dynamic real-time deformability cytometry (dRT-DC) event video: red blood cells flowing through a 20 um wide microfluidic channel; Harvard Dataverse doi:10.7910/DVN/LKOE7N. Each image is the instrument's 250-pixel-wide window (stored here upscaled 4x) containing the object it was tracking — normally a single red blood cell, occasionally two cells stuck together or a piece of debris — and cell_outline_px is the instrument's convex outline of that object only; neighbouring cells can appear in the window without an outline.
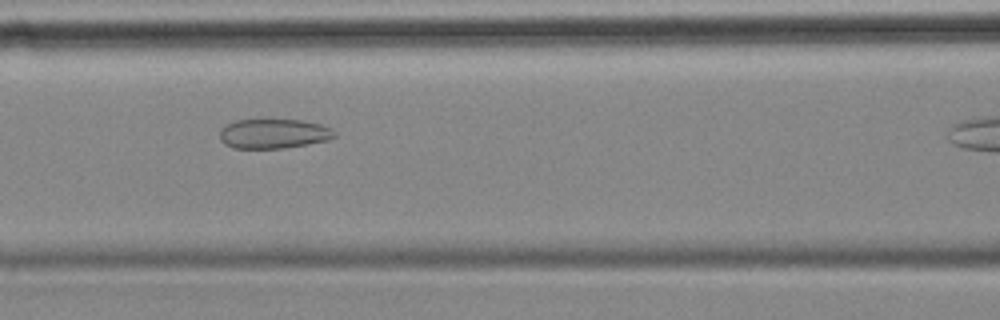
{"species": "common noctule bat (a hibernating species)", "species_latin": "Nyctalus noctula", "temperature_condition": "cold", "stored_images_in_passage": 38, "camera_frame_rate_fps": 3000, "um_per_image_px": 0.085, "animal": {"sex": "female", "body_mass_g": 18.4}, "frame": {"image": 1, "passage_image": 16, "time_ms": 5.0, "image_size_px": [1000, 320], "cell_outline_px": [[336, 136], [328, 140], [308, 144], [284, 148], [232, 148], [224, 144], [220, 140], [220, 128], [236, 120], [300, 120], [320, 124], [332, 128], [336, 132]], "centroid_in_image_um": [23.26, 11.37], "position_along_channel_um": 143.3, "area_um2": 19.83}}
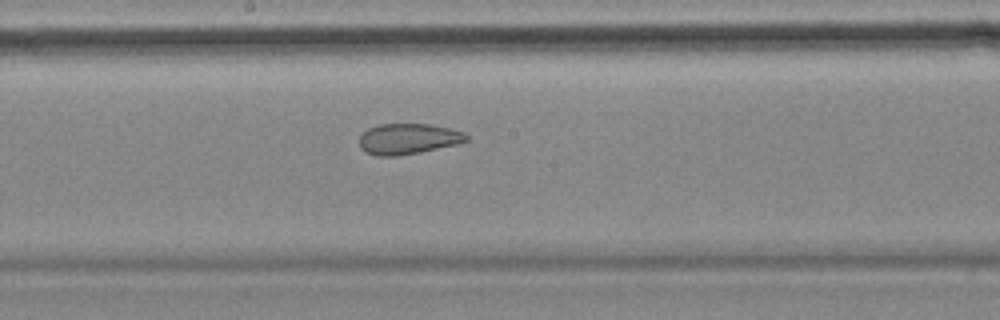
{"frame": {"image": 2, "passage_image": 22, "time_ms": 7.0, "image_size_px": [1000, 320], "cell_outline_px": [[468, 140], [456, 144], [420, 152], [396, 156], [376, 156], [364, 152], [360, 148], [360, 136], [368, 128], [380, 124], [432, 124], [464, 132], [468, 136]], "centroid_in_image_um": [34.67, 11.8], "position_along_channel_um": 213.5, "area_um2": 19.13}}
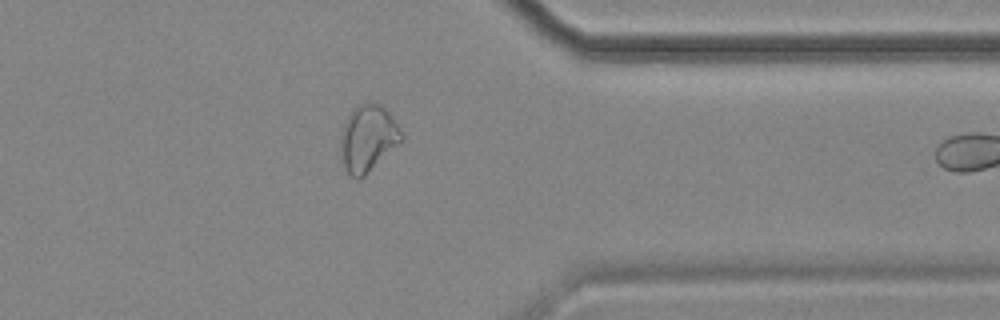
{"frame": {"image": 3, "passage_image": 37, "time_ms": 12.0, "image_size_px": [1000, 320], "cell_outline_px": [[404, 140], [364, 176], [352, 176], [348, 172], [344, 164], [340, 136], [344, 120], [352, 108], [368, 100], [380, 104], [392, 116], [400, 128], [404, 136]], "centroid_in_image_um": [31.3, 11.68], "position_along_channel_um": 380.1, "area_um2": 23.58}}